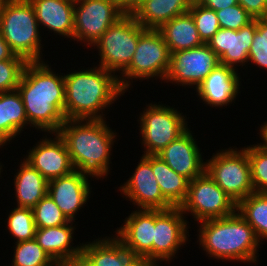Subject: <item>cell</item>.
I'll return each mask as SVG.
<instances>
[{
    "mask_svg": "<svg viewBox=\"0 0 267 266\" xmlns=\"http://www.w3.org/2000/svg\"><path fill=\"white\" fill-rule=\"evenodd\" d=\"M30 126L57 133L65 122L64 76L45 62H28L17 87Z\"/></svg>",
    "mask_w": 267,
    "mask_h": 266,
    "instance_id": "cell-1",
    "label": "cell"
},
{
    "mask_svg": "<svg viewBox=\"0 0 267 266\" xmlns=\"http://www.w3.org/2000/svg\"><path fill=\"white\" fill-rule=\"evenodd\" d=\"M57 133L66 144L75 170L97 179L107 176L116 133L104 119H66Z\"/></svg>",
    "mask_w": 267,
    "mask_h": 266,
    "instance_id": "cell-2",
    "label": "cell"
},
{
    "mask_svg": "<svg viewBox=\"0 0 267 266\" xmlns=\"http://www.w3.org/2000/svg\"><path fill=\"white\" fill-rule=\"evenodd\" d=\"M64 84L65 119H103V109L125 92L118 75L100 66L69 72L64 75Z\"/></svg>",
    "mask_w": 267,
    "mask_h": 266,
    "instance_id": "cell-3",
    "label": "cell"
},
{
    "mask_svg": "<svg viewBox=\"0 0 267 266\" xmlns=\"http://www.w3.org/2000/svg\"><path fill=\"white\" fill-rule=\"evenodd\" d=\"M236 212L199 222V244L210 257L218 260L256 263L260 241L252 226Z\"/></svg>",
    "mask_w": 267,
    "mask_h": 266,
    "instance_id": "cell-4",
    "label": "cell"
},
{
    "mask_svg": "<svg viewBox=\"0 0 267 266\" xmlns=\"http://www.w3.org/2000/svg\"><path fill=\"white\" fill-rule=\"evenodd\" d=\"M33 5L29 0H8L0 20V34L11 51L27 62H42L41 36Z\"/></svg>",
    "mask_w": 267,
    "mask_h": 266,
    "instance_id": "cell-5",
    "label": "cell"
},
{
    "mask_svg": "<svg viewBox=\"0 0 267 266\" xmlns=\"http://www.w3.org/2000/svg\"><path fill=\"white\" fill-rule=\"evenodd\" d=\"M144 29L132 14H125L111 25L93 45L97 47L101 59L98 66L113 74L118 71L123 73L131 63Z\"/></svg>",
    "mask_w": 267,
    "mask_h": 266,
    "instance_id": "cell-6",
    "label": "cell"
},
{
    "mask_svg": "<svg viewBox=\"0 0 267 266\" xmlns=\"http://www.w3.org/2000/svg\"><path fill=\"white\" fill-rule=\"evenodd\" d=\"M168 45L162 35L155 29H144L140 33L137 48L128 68L118 77L121 88L126 92L130 79H165L170 65ZM128 79V80H127Z\"/></svg>",
    "mask_w": 267,
    "mask_h": 266,
    "instance_id": "cell-7",
    "label": "cell"
},
{
    "mask_svg": "<svg viewBox=\"0 0 267 266\" xmlns=\"http://www.w3.org/2000/svg\"><path fill=\"white\" fill-rule=\"evenodd\" d=\"M205 171L236 204L255 192L244 148L220 150L206 162Z\"/></svg>",
    "mask_w": 267,
    "mask_h": 266,
    "instance_id": "cell-8",
    "label": "cell"
},
{
    "mask_svg": "<svg viewBox=\"0 0 267 266\" xmlns=\"http://www.w3.org/2000/svg\"><path fill=\"white\" fill-rule=\"evenodd\" d=\"M141 113L140 132L144 155H157L188 128L186 118L170 106L150 104Z\"/></svg>",
    "mask_w": 267,
    "mask_h": 266,
    "instance_id": "cell-9",
    "label": "cell"
},
{
    "mask_svg": "<svg viewBox=\"0 0 267 266\" xmlns=\"http://www.w3.org/2000/svg\"><path fill=\"white\" fill-rule=\"evenodd\" d=\"M236 207L206 171L189 182L187 198L180 206L183 214L191 212L199 222L232 215Z\"/></svg>",
    "mask_w": 267,
    "mask_h": 266,
    "instance_id": "cell-10",
    "label": "cell"
},
{
    "mask_svg": "<svg viewBox=\"0 0 267 266\" xmlns=\"http://www.w3.org/2000/svg\"><path fill=\"white\" fill-rule=\"evenodd\" d=\"M124 15L114 0H75L73 39L93 46Z\"/></svg>",
    "mask_w": 267,
    "mask_h": 266,
    "instance_id": "cell-11",
    "label": "cell"
},
{
    "mask_svg": "<svg viewBox=\"0 0 267 266\" xmlns=\"http://www.w3.org/2000/svg\"><path fill=\"white\" fill-rule=\"evenodd\" d=\"M219 64L217 54L207 44L176 51L171 53L164 81L197 88Z\"/></svg>",
    "mask_w": 267,
    "mask_h": 266,
    "instance_id": "cell-12",
    "label": "cell"
},
{
    "mask_svg": "<svg viewBox=\"0 0 267 266\" xmlns=\"http://www.w3.org/2000/svg\"><path fill=\"white\" fill-rule=\"evenodd\" d=\"M187 221L180 207L155 210L153 260L170 261L188 240ZM174 256V257H173Z\"/></svg>",
    "mask_w": 267,
    "mask_h": 266,
    "instance_id": "cell-13",
    "label": "cell"
},
{
    "mask_svg": "<svg viewBox=\"0 0 267 266\" xmlns=\"http://www.w3.org/2000/svg\"><path fill=\"white\" fill-rule=\"evenodd\" d=\"M120 192L140 209L168 210L173 206L163 197L151 167V155H142L135 172L121 185Z\"/></svg>",
    "mask_w": 267,
    "mask_h": 266,
    "instance_id": "cell-14",
    "label": "cell"
},
{
    "mask_svg": "<svg viewBox=\"0 0 267 266\" xmlns=\"http://www.w3.org/2000/svg\"><path fill=\"white\" fill-rule=\"evenodd\" d=\"M54 134L55 138L48 139L46 136L38 142L25 159L47 181L65 176L75 170L64 140L58 133Z\"/></svg>",
    "mask_w": 267,
    "mask_h": 266,
    "instance_id": "cell-15",
    "label": "cell"
},
{
    "mask_svg": "<svg viewBox=\"0 0 267 266\" xmlns=\"http://www.w3.org/2000/svg\"><path fill=\"white\" fill-rule=\"evenodd\" d=\"M255 31L256 19L237 31L220 28L207 42V45L217 54L221 65L235 69L236 65L240 63L243 67L245 62L248 63V52Z\"/></svg>",
    "mask_w": 267,
    "mask_h": 266,
    "instance_id": "cell-16",
    "label": "cell"
},
{
    "mask_svg": "<svg viewBox=\"0 0 267 266\" xmlns=\"http://www.w3.org/2000/svg\"><path fill=\"white\" fill-rule=\"evenodd\" d=\"M154 229L155 210L138 209L133 211L125 219L123 226L116 230V237L133 256L153 260Z\"/></svg>",
    "mask_w": 267,
    "mask_h": 266,
    "instance_id": "cell-17",
    "label": "cell"
},
{
    "mask_svg": "<svg viewBox=\"0 0 267 266\" xmlns=\"http://www.w3.org/2000/svg\"><path fill=\"white\" fill-rule=\"evenodd\" d=\"M157 156L189 181L205 172L206 162H203L200 149L189 128L169 143Z\"/></svg>",
    "mask_w": 267,
    "mask_h": 266,
    "instance_id": "cell-18",
    "label": "cell"
},
{
    "mask_svg": "<svg viewBox=\"0 0 267 266\" xmlns=\"http://www.w3.org/2000/svg\"><path fill=\"white\" fill-rule=\"evenodd\" d=\"M89 181L87 176L77 170L48 181L47 194L69 221L75 222V214L89 199Z\"/></svg>",
    "mask_w": 267,
    "mask_h": 266,
    "instance_id": "cell-19",
    "label": "cell"
},
{
    "mask_svg": "<svg viewBox=\"0 0 267 266\" xmlns=\"http://www.w3.org/2000/svg\"><path fill=\"white\" fill-rule=\"evenodd\" d=\"M232 67L219 64L196 88V92L207 105L227 106L238 95L240 77Z\"/></svg>",
    "mask_w": 267,
    "mask_h": 266,
    "instance_id": "cell-20",
    "label": "cell"
},
{
    "mask_svg": "<svg viewBox=\"0 0 267 266\" xmlns=\"http://www.w3.org/2000/svg\"><path fill=\"white\" fill-rule=\"evenodd\" d=\"M69 224L73 225L72 221L56 227L36 228L35 240L58 266H65L82 255L83 245L71 246L75 227Z\"/></svg>",
    "mask_w": 267,
    "mask_h": 266,
    "instance_id": "cell-21",
    "label": "cell"
},
{
    "mask_svg": "<svg viewBox=\"0 0 267 266\" xmlns=\"http://www.w3.org/2000/svg\"><path fill=\"white\" fill-rule=\"evenodd\" d=\"M33 5L37 22L49 31L65 38L74 33L75 0H29Z\"/></svg>",
    "mask_w": 267,
    "mask_h": 266,
    "instance_id": "cell-22",
    "label": "cell"
},
{
    "mask_svg": "<svg viewBox=\"0 0 267 266\" xmlns=\"http://www.w3.org/2000/svg\"><path fill=\"white\" fill-rule=\"evenodd\" d=\"M193 0H143L132 14L145 29L158 30L166 22L190 9Z\"/></svg>",
    "mask_w": 267,
    "mask_h": 266,
    "instance_id": "cell-23",
    "label": "cell"
},
{
    "mask_svg": "<svg viewBox=\"0 0 267 266\" xmlns=\"http://www.w3.org/2000/svg\"><path fill=\"white\" fill-rule=\"evenodd\" d=\"M158 31L168 45L170 53L205 44L200 38L195 21L189 11L172 18Z\"/></svg>",
    "mask_w": 267,
    "mask_h": 266,
    "instance_id": "cell-24",
    "label": "cell"
},
{
    "mask_svg": "<svg viewBox=\"0 0 267 266\" xmlns=\"http://www.w3.org/2000/svg\"><path fill=\"white\" fill-rule=\"evenodd\" d=\"M114 237H105L102 240L98 238L92 243L82 244L81 257L90 266H125L133 255Z\"/></svg>",
    "mask_w": 267,
    "mask_h": 266,
    "instance_id": "cell-25",
    "label": "cell"
},
{
    "mask_svg": "<svg viewBox=\"0 0 267 266\" xmlns=\"http://www.w3.org/2000/svg\"><path fill=\"white\" fill-rule=\"evenodd\" d=\"M15 175L17 207L33 208L48 192V181L25 159Z\"/></svg>",
    "mask_w": 267,
    "mask_h": 266,
    "instance_id": "cell-26",
    "label": "cell"
},
{
    "mask_svg": "<svg viewBox=\"0 0 267 266\" xmlns=\"http://www.w3.org/2000/svg\"><path fill=\"white\" fill-rule=\"evenodd\" d=\"M26 124L29 123L18 90L0 93V140L4 144L10 142Z\"/></svg>",
    "mask_w": 267,
    "mask_h": 266,
    "instance_id": "cell-27",
    "label": "cell"
},
{
    "mask_svg": "<svg viewBox=\"0 0 267 266\" xmlns=\"http://www.w3.org/2000/svg\"><path fill=\"white\" fill-rule=\"evenodd\" d=\"M151 167L163 197L173 207H180L187 198L190 181L176 173L157 155H151Z\"/></svg>",
    "mask_w": 267,
    "mask_h": 266,
    "instance_id": "cell-28",
    "label": "cell"
},
{
    "mask_svg": "<svg viewBox=\"0 0 267 266\" xmlns=\"http://www.w3.org/2000/svg\"><path fill=\"white\" fill-rule=\"evenodd\" d=\"M236 211L252 226L259 241L267 240V193L253 192L237 204Z\"/></svg>",
    "mask_w": 267,
    "mask_h": 266,
    "instance_id": "cell-29",
    "label": "cell"
},
{
    "mask_svg": "<svg viewBox=\"0 0 267 266\" xmlns=\"http://www.w3.org/2000/svg\"><path fill=\"white\" fill-rule=\"evenodd\" d=\"M12 266H58L35 239L16 243Z\"/></svg>",
    "mask_w": 267,
    "mask_h": 266,
    "instance_id": "cell-30",
    "label": "cell"
},
{
    "mask_svg": "<svg viewBox=\"0 0 267 266\" xmlns=\"http://www.w3.org/2000/svg\"><path fill=\"white\" fill-rule=\"evenodd\" d=\"M7 228L17 238V242L35 239L36 225L34 214L31 208L16 207L7 219Z\"/></svg>",
    "mask_w": 267,
    "mask_h": 266,
    "instance_id": "cell-31",
    "label": "cell"
},
{
    "mask_svg": "<svg viewBox=\"0 0 267 266\" xmlns=\"http://www.w3.org/2000/svg\"><path fill=\"white\" fill-rule=\"evenodd\" d=\"M244 149L248 155L254 191L267 193V151L258 145H250Z\"/></svg>",
    "mask_w": 267,
    "mask_h": 266,
    "instance_id": "cell-32",
    "label": "cell"
},
{
    "mask_svg": "<svg viewBox=\"0 0 267 266\" xmlns=\"http://www.w3.org/2000/svg\"><path fill=\"white\" fill-rule=\"evenodd\" d=\"M32 210L36 228L56 227L69 222L67 217L48 194L44 196Z\"/></svg>",
    "mask_w": 267,
    "mask_h": 266,
    "instance_id": "cell-33",
    "label": "cell"
},
{
    "mask_svg": "<svg viewBox=\"0 0 267 266\" xmlns=\"http://www.w3.org/2000/svg\"><path fill=\"white\" fill-rule=\"evenodd\" d=\"M195 21L201 40L207 42L220 29L216 11L201 6L195 0L188 10Z\"/></svg>",
    "mask_w": 267,
    "mask_h": 266,
    "instance_id": "cell-34",
    "label": "cell"
},
{
    "mask_svg": "<svg viewBox=\"0 0 267 266\" xmlns=\"http://www.w3.org/2000/svg\"><path fill=\"white\" fill-rule=\"evenodd\" d=\"M27 63L23 57L18 55L0 61V93L17 90Z\"/></svg>",
    "mask_w": 267,
    "mask_h": 266,
    "instance_id": "cell-35",
    "label": "cell"
},
{
    "mask_svg": "<svg viewBox=\"0 0 267 266\" xmlns=\"http://www.w3.org/2000/svg\"><path fill=\"white\" fill-rule=\"evenodd\" d=\"M248 61L267 69V18L256 19V31L248 52Z\"/></svg>",
    "mask_w": 267,
    "mask_h": 266,
    "instance_id": "cell-36",
    "label": "cell"
},
{
    "mask_svg": "<svg viewBox=\"0 0 267 266\" xmlns=\"http://www.w3.org/2000/svg\"><path fill=\"white\" fill-rule=\"evenodd\" d=\"M220 28L239 30L251 23L254 18L240 5L216 11Z\"/></svg>",
    "mask_w": 267,
    "mask_h": 266,
    "instance_id": "cell-37",
    "label": "cell"
},
{
    "mask_svg": "<svg viewBox=\"0 0 267 266\" xmlns=\"http://www.w3.org/2000/svg\"><path fill=\"white\" fill-rule=\"evenodd\" d=\"M254 19L267 18V0H237Z\"/></svg>",
    "mask_w": 267,
    "mask_h": 266,
    "instance_id": "cell-38",
    "label": "cell"
},
{
    "mask_svg": "<svg viewBox=\"0 0 267 266\" xmlns=\"http://www.w3.org/2000/svg\"><path fill=\"white\" fill-rule=\"evenodd\" d=\"M198 4L208 9L218 11L238 4L237 0H195Z\"/></svg>",
    "mask_w": 267,
    "mask_h": 266,
    "instance_id": "cell-39",
    "label": "cell"
},
{
    "mask_svg": "<svg viewBox=\"0 0 267 266\" xmlns=\"http://www.w3.org/2000/svg\"><path fill=\"white\" fill-rule=\"evenodd\" d=\"M116 5L125 13L133 14L143 0H114Z\"/></svg>",
    "mask_w": 267,
    "mask_h": 266,
    "instance_id": "cell-40",
    "label": "cell"
},
{
    "mask_svg": "<svg viewBox=\"0 0 267 266\" xmlns=\"http://www.w3.org/2000/svg\"><path fill=\"white\" fill-rule=\"evenodd\" d=\"M156 261L147 257L133 256L125 266H159Z\"/></svg>",
    "mask_w": 267,
    "mask_h": 266,
    "instance_id": "cell-41",
    "label": "cell"
},
{
    "mask_svg": "<svg viewBox=\"0 0 267 266\" xmlns=\"http://www.w3.org/2000/svg\"><path fill=\"white\" fill-rule=\"evenodd\" d=\"M15 54L11 51L8 43L0 34V61L11 59Z\"/></svg>",
    "mask_w": 267,
    "mask_h": 266,
    "instance_id": "cell-42",
    "label": "cell"
},
{
    "mask_svg": "<svg viewBox=\"0 0 267 266\" xmlns=\"http://www.w3.org/2000/svg\"><path fill=\"white\" fill-rule=\"evenodd\" d=\"M260 136L263 139V143H259L258 146L267 151V122L260 126Z\"/></svg>",
    "mask_w": 267,
    "mask_h": 266,
    "instance_id": "cell-43",
    "label": "cell"
},
{
    "mask_svg": "<svg viewBox=\"0 0 267 266\" xmlns=\"http://www.w3.org/2000/svg\"><path fill=\"white\" fill-rule=\"evenodd\" d=\"M65 266H90L82 257L69 261Z\"/></svg>",
    "mask_w": 267,
    "mask_h": 266,
    "instance_id": "cell-44",
    "label": "cell"
},
{
    "mask_svg": "<svg viewBox=\"0 0 267 266\" xmlns=\"http://www.w3.org/2000/svg\"><path fill=\"white\" fill-rule=\"evenodd\" d=\"M7 1L8 0H0V20H1V17H2V12H3V9H4V5H5V3Z\"/></svg>",
    "mask_w": 267,
    "mask_h": 266,
    "instance_id": "cell-45",
    "label": "cell"
},
{
    "mask_svg": "<svg viewBox=\"0 0 267 266\" xmlns=\"http://www.w3.org/2000/svg\"><path fill=\"white\" fill-rule=\"evenodd\" d=\"M5 146L4 143L0 140V147Z\"/></svg>",
    "mask_w": 267,
    "mask_h": 266,
    "instance_id": "cell-46",
    "label": "cell"
}]
</instances>
